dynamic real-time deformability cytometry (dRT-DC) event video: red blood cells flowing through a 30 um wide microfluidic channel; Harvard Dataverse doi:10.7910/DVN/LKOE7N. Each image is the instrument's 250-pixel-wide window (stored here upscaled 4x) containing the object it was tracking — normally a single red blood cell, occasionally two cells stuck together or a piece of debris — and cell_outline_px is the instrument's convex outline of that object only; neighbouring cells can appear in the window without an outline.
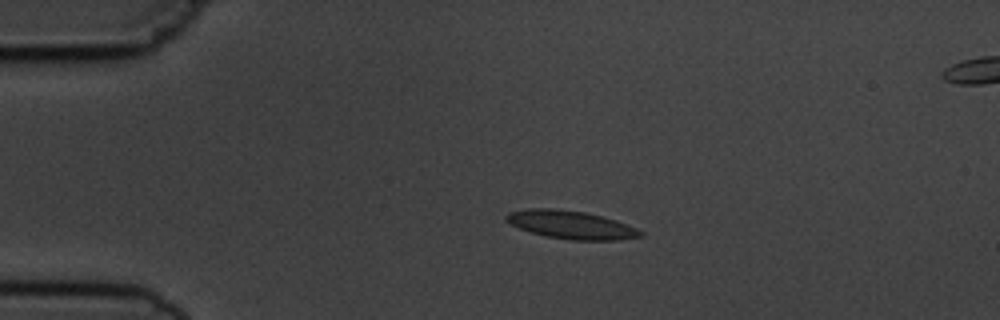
{"species": "common noctule bat (a hibernating species)", "species_latin": "Nyctalus noctula", "temperature_condition": "cold", "stored_images_in_passage": 4, "segment_of_instrument_passage": [1, 2], "camera_frame_rate_fps": 3000, "um_per_image_px": 0.085, "animal": {"sex": "male", "body_mass_g": 19.5, "forearm_length_mm": 54.6}, "frame": {"image": 1, "passage_image": 2, "time_ms": 1.333, "image_size_px": [1000, 320], "cell_outline_px": [[644, 236], [620, 240], [568, 240], [544, 236], [520, 228], [504, 220], [504, 216], [508, 212], [528, 208], [552, 208], [584, 212], [616, 220], [636, 228], [644, 232]], "centroid_in_image_um": [48.53, 19.11], "position_along_channel_um": 36.5, "area_um2": 22.08}}